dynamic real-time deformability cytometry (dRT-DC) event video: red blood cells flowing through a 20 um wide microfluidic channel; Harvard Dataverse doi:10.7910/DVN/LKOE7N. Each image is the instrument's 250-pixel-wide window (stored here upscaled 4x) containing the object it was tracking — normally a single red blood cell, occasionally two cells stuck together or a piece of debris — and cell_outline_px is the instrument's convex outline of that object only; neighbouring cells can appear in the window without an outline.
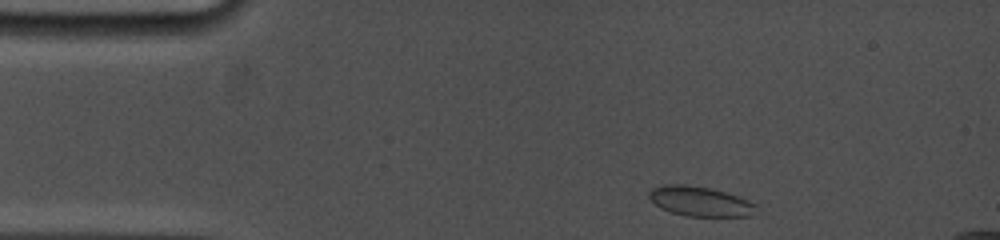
{"species": "common noctule bat (a hibernating species)", "species_latin": "Nyctalus noctula", "temperature_condition": "cold", "stored_images_in_passage": 50, "camera_frame_rate_fps": 5000, "um_per_image_px": 0.085, "animal": {"sex": "female", "body_mass_g": 19.0, "forearm_length_mm": 53.3}, "frame": {"image": 1, "passage_image": 1, "time_ms": 0.0, "image_size_px": [1000, 240], "cell_outline_px": [[756, 204], [748, 216], [684, 216], [660, 208], [648, 196], [648, 192], [652, 188], [664, 184], [688, 184], [712, 188], [748, 200]], "centroid_in_image_um": [59.43, 17.09], "position_along_channel_um": 25.6, "area_um2": 18.38}}
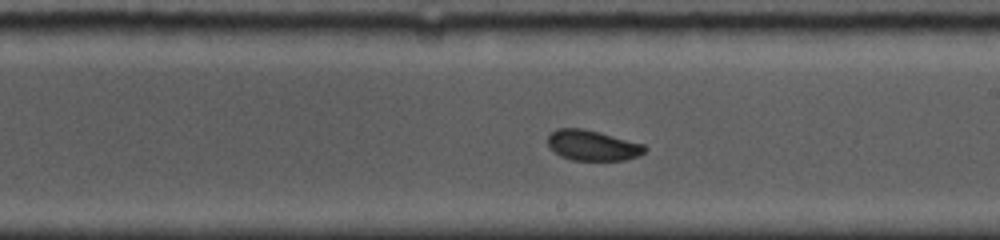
{"frame": {"image": 2, "passage_image": 30, "time_ms": 7.2, "image_size_px": [1000, 240], "cell_outline_px": [[648, 148], [640, 156], [624, 160], [572, 160], [560, 156], [548, 144], [548, 136], [556, 128], [584, 128], [600, 132], [644, 144]], "centroid_in_image_um": [50.39, 12.35], "position_along_channel_um": 238.6, "area_um2": 17.22}}
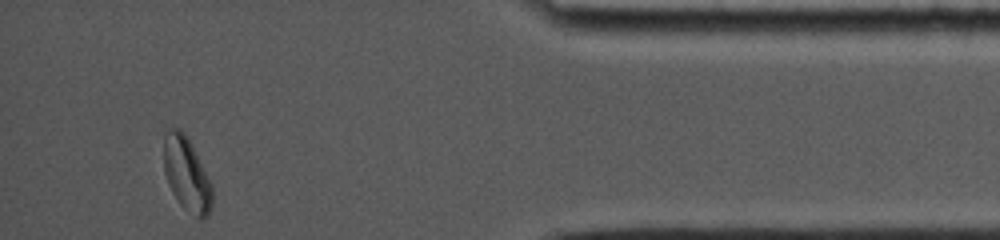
{"frame": {"image": 3, "passage_image": 50, "time_ms": 12.8, "image_size_px": [1000, 240], "cell_outline_px": [[212, 208], [208, 216], [204, 220], [200, 220], [184, 208], [180, 204], [172, 192], [168, 184], [164, 172], [164, 132], [172, 128], [180, 128], [184, 132], [212, 184]], "centroid_in_image_um": [15.87, 14.85], "position_along_channel_um": 419.3, "area_um2": 20.87}, "authors_computed_cell_mechanics": {"area_um2": 17.918, "velocity_mm_per_s": 3.7949, "shape_relaxation_time_tau1_ms": 3.3714, "shape_relaxation_time_tau2_ms": 1.1026, "deformation_change_tau1": 0.1046, "deformation_change_tau2": 0.0419}}